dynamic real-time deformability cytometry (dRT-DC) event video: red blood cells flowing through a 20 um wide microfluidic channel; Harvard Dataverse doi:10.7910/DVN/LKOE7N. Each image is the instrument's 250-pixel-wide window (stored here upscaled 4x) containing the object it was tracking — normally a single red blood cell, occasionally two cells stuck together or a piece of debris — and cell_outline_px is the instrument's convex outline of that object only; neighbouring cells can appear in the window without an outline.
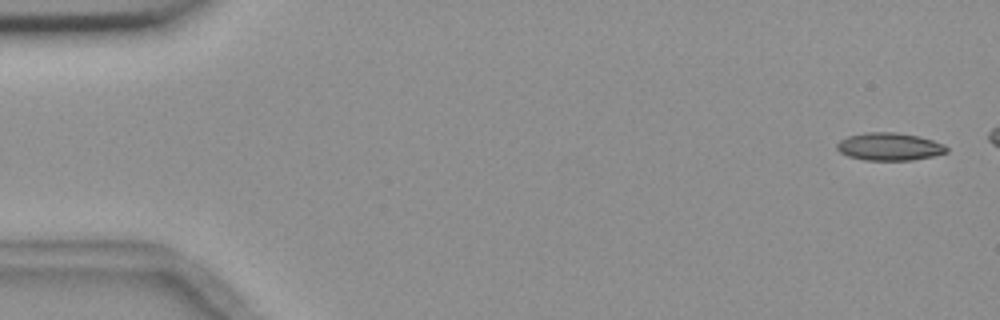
{"species": "common noctule bat (a hibernating species)", "species_latin": "Nyctalus noctula", "temperature_condition": "room temperature", "stored_images_in_passage": 5, "camera_frame_rate_fps": 3000, "um_per_image_px": 0.085, "animal": {"sex": "female", "body_mass_g": 18.4}, "frame": {"image": 1, "passage_image": 1, "time_ms": 0.0, "image_size_px": [1000, 320], "cell_outline_px": [[948, 152], [932, 156], [912, 160], [864, 160], [848, 156], [840, 152], [836, 148], [836, 144], [840, 140], [848, 136], [864, 132], [896, 132], [920, 136], [944, 144], [948, 148]], "centroid_in_image_um": [75.59, 12.45], "position_along_channel_um": 9.4, "area_um2": 17.8}}